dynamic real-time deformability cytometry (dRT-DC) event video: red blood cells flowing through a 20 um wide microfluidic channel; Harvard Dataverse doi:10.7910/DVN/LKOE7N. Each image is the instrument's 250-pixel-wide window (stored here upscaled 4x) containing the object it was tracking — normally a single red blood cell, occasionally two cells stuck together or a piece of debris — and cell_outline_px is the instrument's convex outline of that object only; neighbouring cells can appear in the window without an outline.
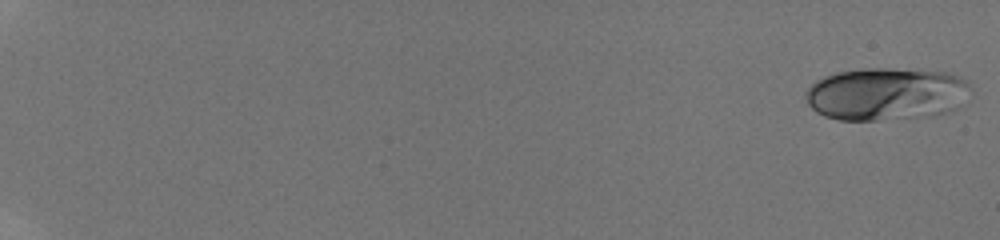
{"species": "human", "species_latin": "Homo sapiens", "temperature_condition": "room temperature", "stored_images_in_passage": 18, "camera_frame_rate_fps": 3000, "um_per_image_px": 0.085, "donor": {"sex": "male"}, "frame": {"image": 1, "passage_image": 1, "time_ms": 0.0, "image_size_px": [1000, 240], "cell_outline_px": [[972, 92], [956, 108], [948, 112], [932, 116], [876, 120], [840, 120], [824, 116], [816, 112], [808, 104], [808, 88], [816, 80], [824, 76], [836, 72], [860, 68], [888, 68], [948, 72], [960, 76], [968, 80], [972, 88]], "centroid_in_image_um": [75.39, 7.98], "position_along_channel_um": 9.6, "area_um2": 51.15}}
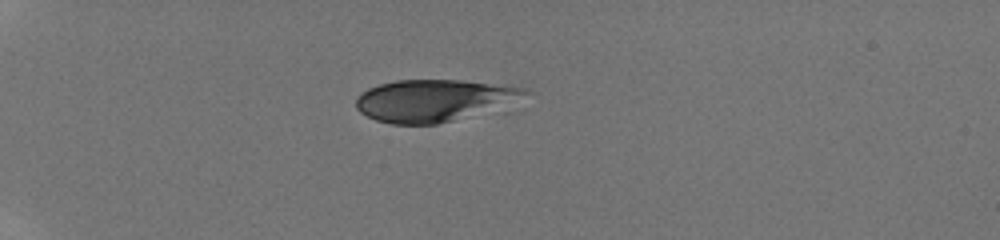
{"frame": {"image": 2, "passage_image": 13, "time_ms": 5.333, "image_size_px": [1000, 240], "cell_outline_px": [[532, 92], [452, 120], [436, 124], [392, 124], [376, 120], [360, 112], [356, 108], [356, 96], [360, 92], [368, 88], [380, 84], [396, 80], [460, 80], [528, 88]], "centroid_in_image_um": [36.67, 8.51], "position_along_channel_um": 48.3, "area_um2": 39.77}}
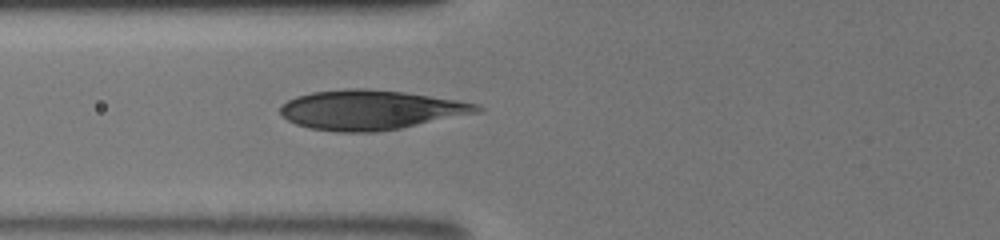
{"frame": {"image": 3, "passage_image": 18, "time_ms": 7.667, "image_size_px": [1000, 240], "cell_outline_px": [[484, 112], [400, 128], [376, 132], [336, 132], [308, 128], [296, 124], [280, 116], [280, 104], [296, 96], [312, 92], [348, 88], [364, 88], [404, 92], [456, 100], [480, 104], [484, 108]], "centroid_in_image_um": [31.51, 9.34], "position_along_channel_um": 94.3, "area_um2": 45.78}}